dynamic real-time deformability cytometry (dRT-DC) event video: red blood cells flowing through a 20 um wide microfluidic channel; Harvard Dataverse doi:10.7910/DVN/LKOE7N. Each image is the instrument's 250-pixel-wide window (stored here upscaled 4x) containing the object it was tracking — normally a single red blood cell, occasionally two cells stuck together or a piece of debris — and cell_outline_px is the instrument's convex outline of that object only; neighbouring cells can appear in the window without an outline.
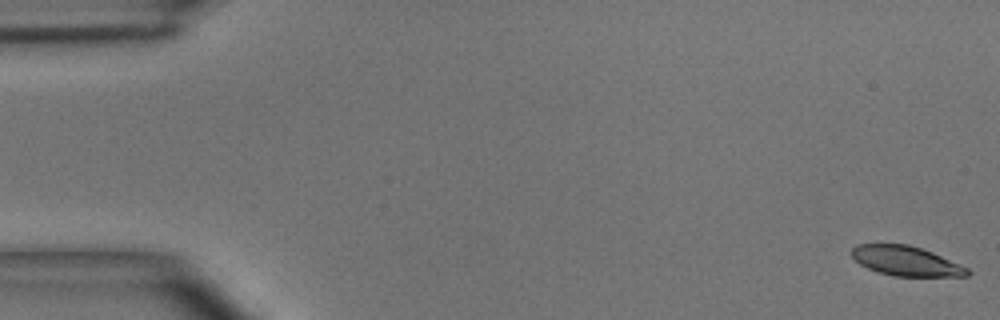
{"species": "common noctule bat (a hibernating species)", "species_latin": "Nyctalus noctula", "temperature_condition": "room temperature", "stored_images_in_passage": 15, "camera_frame_rate_fps": 3000, "um_per_image_px": 0.085, "animal": {"sex": "male", "body_mass_g": 15.6}, "frame": {"image": 1, "passage_image": 1, "time_ms": 0.0, "image_size_px": [1000, 320], "cell_outline_px": [[972, 272], [968, 276], [892, 276], [868, 268], [860, 264], [852, 256], [852, 248], [856, 244], [908, 244], [932, 252], [960, 264], [968, 268]], "centroid_in_image_um": [77.03, 22.18], "position_along_channel_um": 8.0, "area_um2": 19.88}}
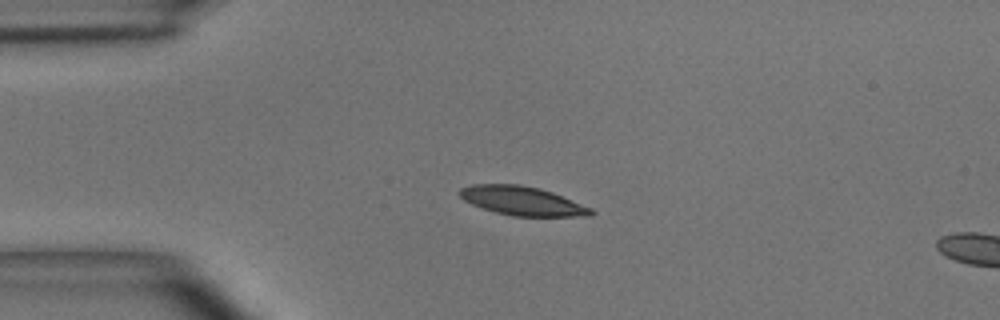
{"frame": {"image": 2, "passage_image": 12, "time_ms": 3.667, "image_size_px": [1000, 320], "cell_outline_px": [[596, 212], [592, 216], [512, 216], [496, 212], [472, 204], [464, 200], [456, 192], [460, 188], [472, 184], [520, 184], [540, 188], [552, 192], [592, 208]], "centroid_in_image_um": [44.39, 17.07], "position_along_channel_um": 40.6, "area_um2": 22.2}}